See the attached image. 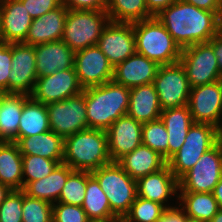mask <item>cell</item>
<instances>
[{
  "instance_id": "1",
  "label": "cell",
  "mask_w": 222,
  "mask_h": 222,
  "mask_svg": "<svg viewBox=\"0 0 222 222\" xmlns=\"http://www.w3.org/2000/svg\"><path fill=\"white\" fill-rule=\"evenodd\" d=\"M156 17L182 49L218 37L220 17L181 0L163 9Z\"/></svg>"
},
{
  "instance_id": "2",
  "label": "cell",
  "mask_w": 222,
  "mask_h": 222,
  "mask_svg": "<svg viewBox=\"0 0 222 222\" xmlns=\"http://www.w3.org/2000/svg\"><path fill=\"white\" fill-rule=\"evenodd\" d=\"M88 128L106 131L113 122L127 115L130 88L113 80L84 89Z\"/></svg>"
},
{
  "instance_id": "3",
  "label": "cell",
  "mask_w": 222,
  "mask_h": 222,
  "mask_svg": "<svg viewBox=\"0 0 222 222\" xmlns=\"http://www.w3.org/2000/svg\"><path fill=\"white\" fill-rule=\"evenodd\" d=\"M111 162L106 131L88 128L64 138L63 163L72 170L93 172Z\"/></svg>"
},
{
  "instance_id": "4",
  "label": "cell",
  "mask_w": 222,
  "mask_h": 222,
  "mask_svg": "<svg viewBox=\"0 0 222 222\" xmlns=\"http://www.w3.org/2000/svg\"><path fill=\"white\" fill-rule=\"evenodd\" d=\"M133 30L136 53L159 65L173 64L180 60L181 48L156 16L134 22Z\"/></svg>"
},
{
  "instance_id": "5",
  "label": "cell",
  "mask_w": 222,
  "mask_h": 222,
  "mask_svg": "<svg viewBox=\"0 0 222 222\" xmlns=\"http://www.w3.org/2000/svg\"><path fill=\"white\" fill-rule=\"evenodd\" d=\"M91 174L106 194L111 211L119 219H123L137 197V181L117 162L101 166Z\"/></svg>"
},
{
  "instance_id": "6",
  "label": "cell",
  "mask_w": 222,
  "mask_h": 222,
  "mask_svg": "<svg viewBox=\"0 0 222 222\" xmlns=\"http://www.w3.org/2000/svg\"><path fill=\"white\" fill-rule=\"evenodd\" d=\"M220 129L209 123H193L180 149L167 161L173 175L179 180L220 137Z\"/></svg>"
},
{
  "instance_id": "7",
  "label": "cell",
  "mask_w": 222,
  "mask_h": 222,
  "mask_svg": "<svg viewBox=\"0 0 222 222\" xmlns=\"http://www.w3.org/2000/svg\"><path fill=\"white\" fill-rule=\"evenodd\" d=\"M109 22L107 11L68 9L61 40L74 52L97 45Z\"/></svg>"
},
{
  "instance_id": "8",
  "label": "cell",
  "mask_w": 222,
  "mask_h": 222,
  "mask_svg": "<svg viewBox=\"0 0 222 222\" xmlns=\"http://www.w3.org/2000/svg\"><path fill=\"white\" fill-rule=\"evenodd\" d=\"M191 88L221 80V70L214 53V39L181 50L180 60Z\"/></svg>"
},
{
  "instance_id": "9",
  "label": "cell",
  "mask_w": 222,
  "mask_h": 222,
  "mask_svg": "<svg viewBox=\"0 0 222 222\" xmlns=\"http://www.w3.org/2000/svg\"><path fill=\"white\" fill-rule=\"evenodd\" d=\"M222 177V145L205 152L179 180L180 192L212 193Z\"/></svg>"
},
{
  "instance_id": "10",
  "label": "cell",
  "mask_w": 222,
  "mask_h": 222,
  "mask_svg": "<svg viewBox=\"0 0 222 222\" xmlns=\"http://www.w3.org/2000/svg\"><path fill=\"white\" fill-rule=\"evenodd\" d=\"M153 84L162 110L188 104L191 87L180 61L160 65Z\"/></svg>"
},
{
  "instance_id": "11",
  "label": "cell",
  "mask_w": 222,
  "mask_h": 222,
  "mask_svg": "<svg viewBox=\"0 0 222 222\" xmlns=\"http://www.w3.org/2000/svg\"><path fill=\"white\" fill-rule=\"evenodd\" d=\"M50 130L63 138L88 129L83 91L65 100L46 105Z\"/></svg>"
},
{
  "instance_id": "12",
  "label": "cell",
  "mask_w": 222,
  "mask_h": 222,
  "mask_svg": "<svg viewBox=\"0 0 222 222\" xmlns=\"http://www.w3.org/2000/svg\"><path fill=\"white\" fill-rule=\"evenodd\" d=\"M187 105L194 123H209L222 130L221 80L191 88Z\"/></svg>"
},
{
  "instance_id": "13",
  "label": "cell",
  "mask_w": 222,
  "mask_h": 222,
  "mask_svg": "<svg viewBox=\"0 0 222 222\" xmlns=\"http://www.w3.org/2000/svg\"><path fill=\"white\" fill-rule=\"evenodd\" d=\"M9 93L31 95L37 80L35 47L11 43Z\"/></svg>"
},
{
  "instance_id": "14",
  "label": "cell",
  "mask_w": 222,
  "mask_h": 222,
  "mask_svg": "<svg viewBox=\"0 0 222 222\" xmlns=\"http://www.w3.org/2000/svg\"><path fill=\"white\" fill-rule=\"evenodd\" d=\"M74 67L80 86H99L113 79V66L97 45L75 52Z\"/></svg>"
},
{
  "instance_id": "15",
  "label": "cell",
  "mask_w": 222,
  "mask_h": 222,
  "mask_svg": "<svg viewBox=\"0 0 222 222\" xmlns=\"http://www.w3.org/2000/svg\"><path fill=\"white\" fill-rule=\"evenodd\" d=\"M97 46L113 68L136 53L133 23L110 21L102 31Z\"/></svg>"
},
{
  "instance_id": "16",
  "label": "cell",
  "mask_w": 222,
  "mask_h": 222,
  "mask_svg": "<svg viewBox=\"0 0 222 222\" xmlns=\"http://www.w3.org/2000/svg\"><path fill=\"white\" fill-rule=\"evenodd\" d=\"M82 91L83 88L78 82L74 67L64 71H57L44 77H38L30 96L35 101L47 105L73 97Z\"/></svg>"
},
{
  "instance_id": "17",
  "label": "cell",
  "mask_w": 222,
  "mask_h": 222,
  "mask_svg": "<svg viewBox=\"0 0 222 222\" xmlns=\"http://www.w3.org/2000/svg\"><path fill=\"white\" fill-rule=\"evenodd\" d=\"M142 125L128 115L121 116L106 130L109 157L117 162L142 144Z\"/></svg>"
},
{
  "instance_id": "18",
  "label": "cell",
  "mask_w": 222,
  "mask_h": 222,
  "mask_svg": "<svg viewBox=\"0 0 222 222\" xmlns=\"http://www.w3.org/2000/svg\"><path fill=\"white\" fill-rule=\"evenodd\" d=\"M160 65L135 53L113 68V81L125 87L148 85L154 82Z\"/></svg>"
},
{
  "instance_id": "19",
  "label": "cell",
  "mask_w": 222,
  "mask_h": 222,
  "mask_svg": "<svg viewBox=\"0 0 222 222\" xmlns=\"http://www.w3.org/2000/svg\"><path fill=\"white\" fill-rule=\"evenodd\" d=\"M32 20L26 7L19 0H0L3 42L24 43Z\"/></svg>"
},
{
  "instance_id": "20",
  "label": "cell",
  "mask_w": 222,
  "mask_h": 222,
  "mask_svg": "<svg viewBox=\"0 0 222 222\" xmlns=\"http://www.w3.org/2000/svg\"><path fill=\"white\" fill-rule=\"evenodd\" d=\"M34 47L37 78L74 68L75 52L62 40Z\"/></svg>"
},
{
  "instance_id": "21",
  "label": "cell",
  "mask_w": 222,
  "mask_h": 222,
  "mask_svg": "<svg viewBox=\"0 0 222 222\" xmlns=\"http://www.w3.org/2000/svg\"><path fill=\"white\" fill-rule=\"evenodd\" d=\"M177 191H179L178 179L173 175L168 165L137 180L138 197L158 202L166 208L173 207L165 203L171 196L179 194Z\"/></svg>"
},
{
  "instance_id": "22",
  "label": "cell",
  "mask_w": 222,
  "mask_h": 222,
  "mask_svg": "<svg viewBox=\"0 0 222 222\" xmlns=\"http://www.w3.org/2000/svg\"><path fill=\"white\" fill-rule=\"evenodd\" d=\"M68 9L61 4L39 18L33 19L24 44L38 45L62 39Z\"/></svg>"
},
{
  "instance_id": "23",
  "label": "cell",
  "mask_w": 222,
  "mask_h": 222,
  "mask_svg": "<svg viewBox=\"0 0 222 222\" xmlns=\"http://www.w3.org/2000/svg\"><path fill=\"white\" fill-rule=\"evenodd\" d=\"M15 143L22 155H37L63 163L64 138L52 130L29 137H18Z\"/></svg>"
},
{
  "instance_id": "24",
  "label": "cell",
  "mask_w": 222,
  "mask_h": 222,
  "mask_svg": "<svg viewBox=\"0 0 222 222\" xmlns=\"http://www.w3.org/2000/svg\"><path fill=\"white\" fill-rule=\"evenodd\" d=\"M162 109L154 84L130 88L127 115L141 123L160 119Z\"/></svg>"
},
{
  "instance_id": "25",
  "label": "cell",
  "mask_w": 222,
  "mask_h": 222,
  "mask_svg": "<svg viewBox=\"0 0 222 222\" xmlns=\"http://www.w3.org/2000/svg\"><path fill=\"white\" fill-rule=\"evenodd\" d=\"M117 163L136 181L161 170L167 165L164 157L143 144L125 154Z\"/></svg>"
},
{
  "instance_id": "26",
  "label": "cell",
  "mask_w": 222,
  "mask_h": 222,
  "mask_svg": "<svg viewBox=\"0 0 222 222\" xmlns=\"http://www.w3.org/2000/svg\"><path fill=\"white\" fill-rule=\"evenodd\" d=\"M160 119L168 132V160L180 149L194 123L188 105L164 109Z\"/></svg>"
},
{
  "instance_id": "27",
  "label": "cell",
  "mask_w": 222,
  "mask_h": 222,
  "mask_svg": "<svg viewBox=\"0 0 222 222\" xmlns=\"http://www.w3.org/2000/svg\"><path fill=\"white\" fill-rule=\"evenodd\" d=\"M73 171L67 164L60 163L45 178L29 182L23 191L29 197L44 200L53 205L58 201L67 178Z\"/></svg>"
},
{
  "instance_id": "28",
  "label": "cell",
  "mask_w": 222,
  "mask_h": 222,
  "mask_svg": "<svg viewBox=\"0 0 222 222\" xmlns=\"http://www.w3.org/2000/svg\"><path fill=\"white\" fill-rule=\"evenodd\" d=\"M0 183L23 190L22 154L15 142H0Z\"/></svg>"
},
{
  "instance_id": "29",
  "label": "cell",
  "mask_w": 222,
  "mask_h": 222,
  "mask_svg": "<svg viewBox=\"0 0 222 222\" xmlns=\"http://www.w3.org/2000/svg\"><path fill=\"white\" fill-rule=\"evenodd\" d=\"M81 207L91 222H113L119 219L111 211L106 194L91 172H88L86 194Z\"/></svg>"
},
{
  "instance_id": "30",
  "label": "cell",
  "mask_w": 222,
  "mask_h": 222,
  "mask_svg": "<svg viewBox=\"0 0 222 222\" xmlns=\"http://www.w3.org/2000/svg\"><path fill=\"white\" fill-rule=\"evenodd\" d=\"M27 94L8 93L3 100L0 112V142H15Z\"/></svg>"
},
{
  "instance_id": "31",
  "label": "cell",
  "mask_w": 222,
  "mask_h": 222,
  "mask_svg": "<svg viewBox=\"0 0 222 222\" xmlns=\"http://www.w3.org/2000/svg\"><path fill=\"white\" fill-rule=\"evenodd\" d=\"M50 130L46 105L29 96L23 105L18 137H29Z\"/></svg>"
},
{
  "instance_id": "32",
  "label": "cell",
  "mask_w": 222,
  "mask_h": 222,
  "mask_svg": "<svg viewBox=\"0 0 222 222\" xmlns=\"http://www.w3.org/2000/svg\"><path fill=\"white\" fill-rule=\"evenodd\" d=\"M176 196L185 215L192 219L209 222L219 210L213 193L180 192Z\"/></svg>"
},
{
  "instance_id": "33",
  "label": "cell",
  "mask_w": 222,
  "mask_h": 222,
  "mask_svg": "<svg viewBox=\"0 0 222 222\" xmlns=\"http://www.w3.org/2000/svg\"><path fill=\"white\" fill-rule=\"evenodd\" d=\"M106 11L113 22L134 23L154 17L146 0H107Z\"/></svg>"
},
{
  "instance_id": "34",
  "label": "cell",
  "mask_w": 222,
  "mask_h": 222,
  "mask_svg": "<svg viewBox=\"0 0 222 222\" xmlns=\"http://www.w3.org/2000/svg\"><path fill=\"white\" fill-rule=\"evenodd\" d=\"M142 144L168 161V132L161 119L143 123Z\"/></svg>"
},
{
  "instance_id": "35",
  "label": "cell",
  "mask_w": 222,
  "mask_h": 222,
  "mask_svg": "<svg viewBox=\"0 0 222 222\" xmlns=\"http://www.w3.org/2000/svg\"><path fill=\"white\" fill-rule=\"evenodd\" d=\"M88 172L74 170L67 178L56 203L82 206L87 187Z\"/></svg>"
},
{
  "instance_id": "36",
  "label": "cell",
  "mask_w": 222,
  "mask_h": 222,
  "mask_svg": "<svg viewBox=\"0 0 222 222\" xmlns=\"http://www.w3.org/2000/svg\"><path fill=\"white\" fill-rule=\"evenodd\" d=\"M166 209L158 202L137 196L122 220L124 222H157Z\"/></svg>"
},
{
  "instance_id": "37",
  "label": "cell",
  "mask_w": 222,
  "mask_h": 222,
  "mask_svg": "<svg viewBox=\"0 0 222 222\" xmlns=\"http://www.w3.org/2000/svg\"><path fill=\"white\" fill-rule=\"evenodd\" d=\"M58 164L55 160L41 156L22 155L23 188L29 182L41 180L51 174Z\"/></svg>"
},
{
  "instance_id": "38",
  "label": "cell",
  "mask_w": 222,
  "mask_h": 222,
  "mask_svg": "<svg viewBox=\"0 0 222 222\" xmlns=\"http://www.w3.org/2000/svg\"><path fill=\"white\" fill-rule=\"evenodd\" d=\"M22 222H53V205L23 191Z\"/></svg>"
},
{
  "instance_id": "39",
  "label": "cell",
  "mask_w": 222,
  "mask_h": 222,
  "mask_svg": "<svg viewBox=\"0 0 222 222\" xmlns=\"http://www.w3.org/2000/svg\"><path fill=\"white\" fill-rule=\"evenodd\" d=\"M23 190H11L0 205V222H22Z\"/></svg>"
},
{
  "instance_id": "40",
  "label": "cell",
  "mask_w": 222,
  "mask_h": 222,
  "mask_svg": "<svg viewBox=\"0 0 222 222\" xmlns=\"http://www.w3.org/2000/svg\"><path fill=\"white\" fill-rule=\"evenodd\" d=\"M53 222H91L81 206L53 204Z\"/></svg>"
},
{
  "instance_id": "41",
  "label": "cell",
  "mask_w": 222,
  "mask_h": 222,
  "mask_svg": "<svg viewBox=\"0 0 222 222\" xmlns=\"http://www.w3.org/2000/svg\"><path fill=\"white\" fill-rule=\"evenodd\" d=\"M11 44L0 42V90L9 93V75L11 68Z\"/></svg>"
},
{
  "instance_id": "42",
  "label": "cell",
  "mask_w": 222,
  "mask_h": 222,
  "mask_svg": "<svg viewBox=\"0 0 222 222\" xmlns=\"http://www.w3.org/2000/svg\"><path fill=\"white\" fill-rule=\"evenodd\" d=\"M32 19L39 18L45 13L61 5V0H19Z\"/></svg>"
},
{
  "instance_id": "43",
  "label": "cell",
  "mask_w": 222,
  "mask_h": 222,
  "mask_svg": "<svg viewBox=\"0 0 222 222\" xmlns=\"http://www.w3.org/2000/svg\"><path fill=\"white\" fill-rule=\"evenodd\" d=\"M69 10H95L106 11L107 0H61Z\"/></svg>"
},
{
  "instance_id": "44",
  "label": "cell",
  "mask_w": 222,
  "mask_h": 222,
  "mask_svg": "<svg viewBox=\"0 0 222 222\" xmlns=\"http://www.w3.org/2000/svg\"><path fill=\"white\" fill-rule=\"evenodd\" d=\"M200 9L215 12L220 18L222 15V0H181Z\"/></svg>"
},
{
  "instance_id": "45",
  "label": "cell",
  "mask_w": 222,
  "mask_h": 222,
  "mask_svg": "<svg viewBox=\"0 0 222 222\" xmlns=\"http://www.w3.org/2000/svg\"><path fill=\"white\" fill-rule=\"evenodd\" d=\"M157 222H185V212L180 206L167 208Z\"/></svg>"
},
{
  "instance_id": "46",
  "label": "cell",
  "mask_w": 222,
  "mask_h": 222,
  "mask_svg": "<svg viewBox=\"0 0 222 222\" xmlns=\"http://www.w3.org/2000/svg\"><path fill=\"white\" fill-rule=\"evenodd\" d=\"M176 0H146L148 11L153 15H158L163 9L173 4Z\"/></svg>"
},
{
  "instance_id": "47",
  "label": "cell",
  "mask_w": 222,
  "mask_h": 222,
  "mask_svg": "<svg viewBox=\"0 0 222 222\" xmlns=\"http://www.w3.org/2000/svg\"><path fill=\"white\" fill-rule=\"evenodd\" d=\"M214 53L222 74V25L219 26L218 37L214 38Z\"/></svg>"
},
{
  "instance_id": "48",
  "label": "cell",
  "mask_w": 222,
  "mask_h": 222,
  "mask_svg": "<svg viewBox=\"0 0 222 222\" xmlns=\"http://www.w3.org/2000/svg\"><path fill=\"white\" fill-rule=\"evenodd\" d=\"M213 196L217 201L219 208H222V177L217 185L214 187Z\"/></svg>"
},
{
  "instance_id": "49",
  "label": "cell",
  "mask_w": 222,
  "mask_h": 222,
  "mask_svg": "<svg viewBox=\"0 0 222 222\" xmlns=\"http://www.w3.org/2000/svg\"><path fill=\"white\" fill-rule=\"evenodd\" d=\"M10 191L11 190L7 186L0 183V205L4 201L5 197L10 193Z\"/></svg>"
},
{
  "instance_id": "50",
  "label": "cell",
  "mask_w": 222,
  "mask_h": 222,
  "mask_svg": "<svg viewBox=\"0 0 222 222\" xmlns=\"http://www.w3.org/2000/svg\"><path fill=\"white\" fill-rule=\"evenodd\" d=\"M209 222H222V208H219L217 214Z\"/></svg>"
},
{
  "instance_id": "51",
  "label": "cell",
  "mask_w": 222,
  "mask_h": 222,
  "mask_svg": "<svg viewBox=\"0 0 222 222\" xmlns=\"http://www.w3.org/2000/svg\"><path fill=\"white\" fill-rule=\"evenodd\" d=\"M7 94H8V93H6L5 91L0 90V112H1V109H2L4 97H5Z\"/></svg>"
},
{
  "instance_id": "52",
  "label": "cell",
  "mask_w": 222,
  "mask_h": 222,
  "mask_svg": "<svg viewBox=\"0 0 222 222\" xmlns=\"http://www.w3.org/2000/svg\"><path fill=\"white\" fill-rule=\"evenodd\" d=\"M185 222H206V221H201V220H197V219H192L189 218L185 215Z\"/></svg>"
},
{
  "instance_id": "53",
  "label": "cell",
  "mask_w": 222,
  "mask_h": 222,
  "mask_svg": "<svg viewBox=\"0 0 222 222\" xmlns=\"http://www.w3.org/2000/svg\"><path fill=\"white\" fill-rule=\"evenodd\" d=\"M219 142H220V143H221V145H222V130L220 131Z\"/></svg>"
},
{
  "instance_id": "54",
  "label": "cell",
  "mask_w": 222,
  "mask_h": 222,
  "mask_svg": "<svg viewBox=\"0 0 222 222\" xmlns=\"http://www.w3.org/2000/svg\"><path fill=\"white\" fill-rule=\"evenodd\" d=\"M1 22V21H0ZM2 41L1 23H0V42Z\"/></svg>"
},
{
  "instance_id": "55",
  "label": "cell",
  "mask_w": 222,
  "mask_h": 222,
  "mask_svg": "<svg viewBox=\"0 0 222 222\" xmlns=\"http://www.w3.org/2000/svg\"><path fill=\"white\" fill-rule=\"evenodd\" d=\"M113 222H124L122 219H118L116 221H113Z\"/></svg>"
}]
</instances>
